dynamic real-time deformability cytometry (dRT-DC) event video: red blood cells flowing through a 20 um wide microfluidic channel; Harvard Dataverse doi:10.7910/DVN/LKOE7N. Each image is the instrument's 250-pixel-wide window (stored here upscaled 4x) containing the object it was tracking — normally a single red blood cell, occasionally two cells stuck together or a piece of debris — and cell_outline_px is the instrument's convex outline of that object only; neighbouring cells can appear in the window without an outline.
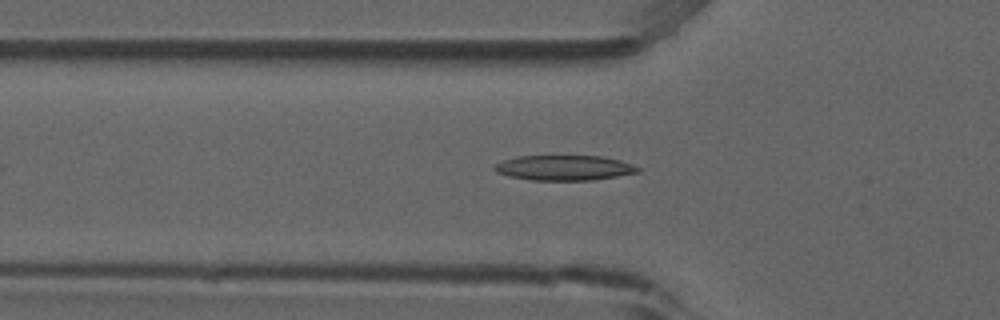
{"species": "common noctule bat (a hibernating species)", "species_latin": "Nyctalus noctula", "temperature_condition": "room temperature", "stored_images_in_passage": 49, "camera_frame_rate_fps": 3000, "um_per_image_px": 0.085, "animal": {"sex": "male", "forearm_length_mm": 52.5}, "frame": {"image": 1, "passage_image": 18, "time_ms": 5.667, "image_size_px": [1000, 320], "cell_outline_px": [[640, 172], [592, 180], [532, 180], [508, 176], [496, 172], [492, 168], [496, 164], [504, 160], [516, 156], [600, 156], [620, 160], [632, 164], [640, 168]], "centroid_in_image_um": [47.95, 14.26], "position_along_channel_um": 77.9, "area_um2": 20.92}}
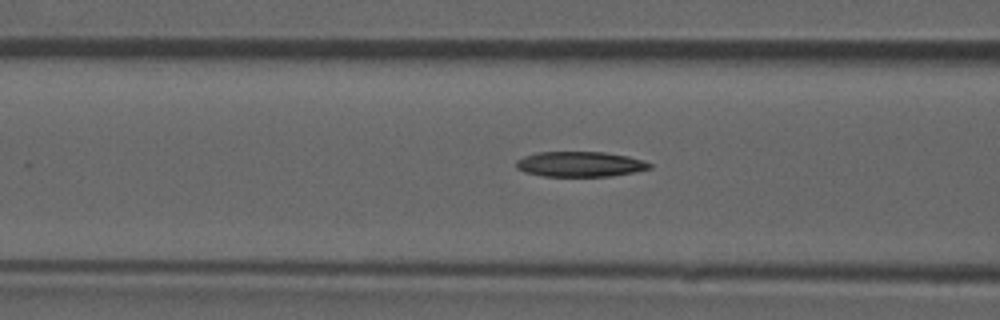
{"frame": {"image": 2, "passage_image": 21, "time_ms": 6.667, "image_size_px": [1000, 320], "cell_outline_px": [[652, 168], [612, 176], [544, 176], [524, 172], [516, 168], [516, 160], [524, 156], [536, 152], [604, 152], [628, 156], [644, 160], [652, 164]], "centroid_in_image_um": [49.3, 13.95], "position_along_channel_um": 117.3, "area_um2": 19.65}}
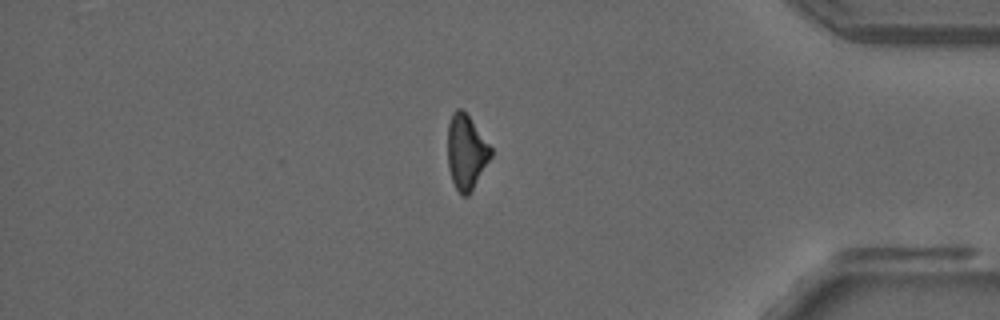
{"frame": {"image": 3, "passage_image": 45, "time_ms": 14.667, "image_size_px": [1000, 320], "cell_outline_px": [[492, 156], [468, 196], [464, 196], [456, 188], [452, 180], [448, 168], [448, 124], [452, 112], [456, 108], [460, 108], [468, 116], [492, 148]], "centroid_in_image_um": [39.62, 12.92], "position_along_channel_um": 395.6, "area_um2": 18.55}}